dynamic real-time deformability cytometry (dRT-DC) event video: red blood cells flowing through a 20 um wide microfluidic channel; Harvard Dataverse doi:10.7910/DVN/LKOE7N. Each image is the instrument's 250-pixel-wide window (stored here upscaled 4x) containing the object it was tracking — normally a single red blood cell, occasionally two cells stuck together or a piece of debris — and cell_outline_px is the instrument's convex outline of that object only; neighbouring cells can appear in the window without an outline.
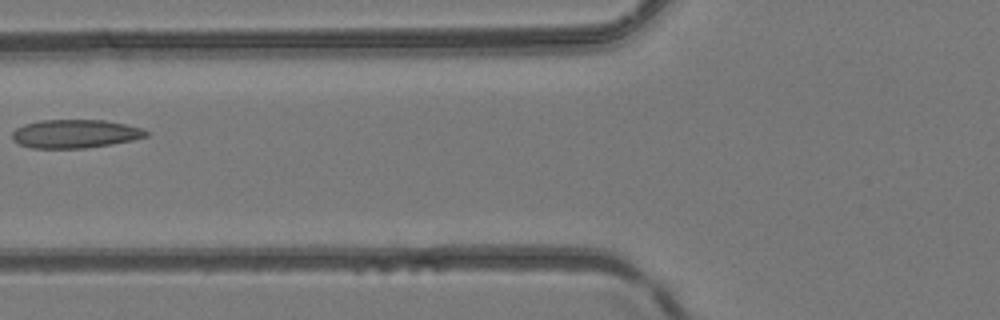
{"species": "common noctule bat (a hibernating species)", "species_latin": "Nyctalus noctula", "temperature_condition": "room temperature", "stored_images_in_passage": 5, "camera_frame_rate_fps": 3000, "um_per_image_px": 0.085, "animal": {"sex": "female", "body_mass_g": 24.6, "forearm_length_mm": 56.2}, "frame": {"image": 1, "passage_image": 5, "time_ms": 5.333, "image_size_px": [1000, 320], "cell_outline_px": [[148, 136], [132, 140], [112, 144], [84, 148], [32, 148], [20, 144], [12, 140], [12, 132], [16, 128], [24, 124], [40, 120], [104, 120], [124, 124], [140, 128], [148, 132]], "centroid_in_image_um": [6.35, 11.37], "position_along_channel_um": 119.5, "area_um2": 22.14}}